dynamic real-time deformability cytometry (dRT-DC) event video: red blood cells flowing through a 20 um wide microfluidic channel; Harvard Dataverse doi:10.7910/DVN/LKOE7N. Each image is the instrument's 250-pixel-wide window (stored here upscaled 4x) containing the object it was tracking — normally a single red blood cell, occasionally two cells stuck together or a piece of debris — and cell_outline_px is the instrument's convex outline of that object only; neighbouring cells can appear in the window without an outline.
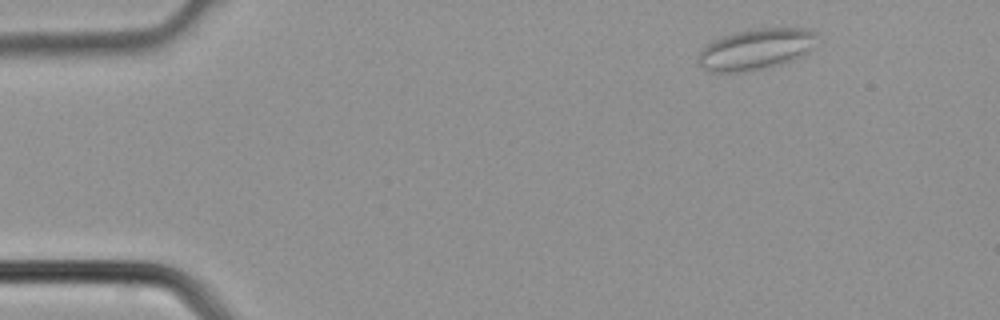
{"species": "common noctule bat (a hibernating species)", "species_latin": "Nyctalus noctula", "temperature_condition": "cold", "stored_images_in_passage": 3, "camera_frame_rate_fps": 3000, "um_per_image_px": 0.085, "animal": {"sex": "male", "body_mass_g": 21.5, "forearm_length_mm": 52.0}, "frame": {"image": 1, "passage_image": 1, "time_ms": 0.0, "image_size_px": [1000, 320], "cell_outline_px": [[816, 44], [808, 52], [792, 60], [768, 68], [744, 72], [708, 72], [700, 68], [696, 60], [696, 56], [700, 48], [712, 40], [732, 32], [756, 28], [804, 28], [816, 32]], "centroid_in_image_um": [64.17, 4.19], "position_along_channel_um": 20.8, "area_um2": 29.07}}